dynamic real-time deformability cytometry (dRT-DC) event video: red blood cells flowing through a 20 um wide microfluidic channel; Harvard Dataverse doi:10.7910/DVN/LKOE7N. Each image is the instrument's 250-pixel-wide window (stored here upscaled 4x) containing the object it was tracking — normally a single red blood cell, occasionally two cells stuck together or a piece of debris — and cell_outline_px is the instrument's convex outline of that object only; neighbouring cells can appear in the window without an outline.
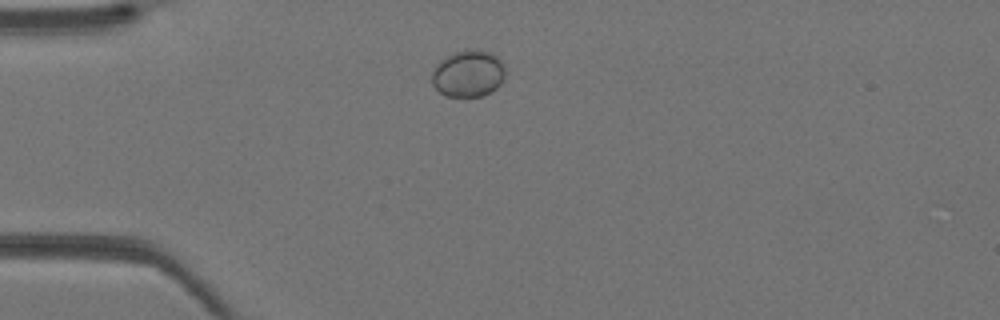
{"species": "Egyptian fruit bat (a non-hibernating species)", "species_latin": "Rousettus aegyptiacus", "temperature_condition": "warm", "stored_images_in_passage": 31, "camera_frame_rate_fps": 3000, "um_per_image_px": 0.085, "animal": {"sex": "female"}, "frame": {"image": 1, "passage_image": 1, "time_ms": 0.0, "image_size_px": [1000, 320], "cell_outline_px": [[504, 76], [500, 84], [496, 88], [480, 96], [448, 96], [440, 92], [432, 84], [432, 72], [436, 64], [440, 60], [464, 48], [480, 48], [492, 52], [500, 60], [504, 68]], "centroid_in_image_um": [39.79, 6.21], "position_along_channel_um": 45.2, "area_um2": 20.06}}
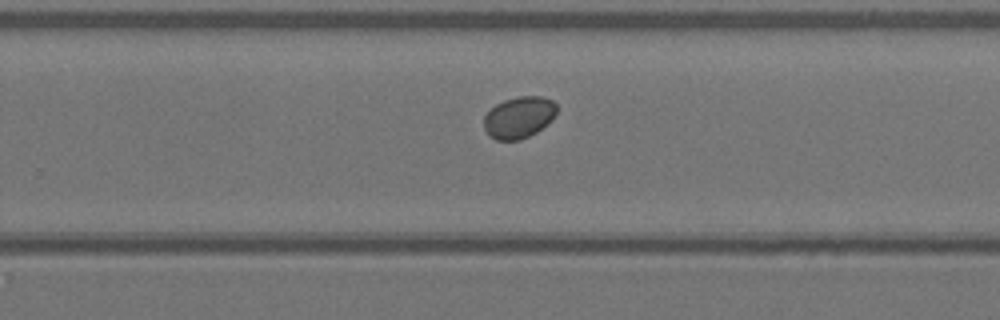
{"frame": {"image": 2, "passage_image": 17, "time_ms": 5.333, "image_size_px": [1000, 320], "cell_outline_px": [[556, 112], [552, 120], [536, 132], [520, 140], [496, 140], [488, 136], [484, 128], [484, 116], [496, 104], [504, 100], [516, 96], [540, 96], [552, 100], [556, 104]], "centroid_in_image_um": [44.09, 9.98], "position_along_channel_um": 285.7, "area_um2": 17.69}}
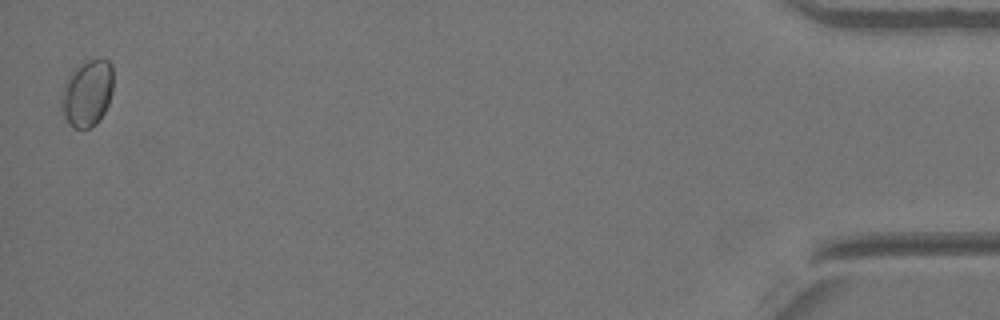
{"frame": {"image": 3, "passage_image": 31, "time_ms": 10.0, "image_size_px": [1000, 320], "cell_outline_px": [[112, 92], [108, 104], [100, 120], [96, 124], [88, 128], [72, 128], [64, 116], [60, 108], [60, 92], [64, 84], [76, 68], [88, 60], [108, 60], [112, 64]], "centroid_in_image_um": [7.4, 7.96], "position_along_channel_um": 427.8, "area_um2": 20.06}}